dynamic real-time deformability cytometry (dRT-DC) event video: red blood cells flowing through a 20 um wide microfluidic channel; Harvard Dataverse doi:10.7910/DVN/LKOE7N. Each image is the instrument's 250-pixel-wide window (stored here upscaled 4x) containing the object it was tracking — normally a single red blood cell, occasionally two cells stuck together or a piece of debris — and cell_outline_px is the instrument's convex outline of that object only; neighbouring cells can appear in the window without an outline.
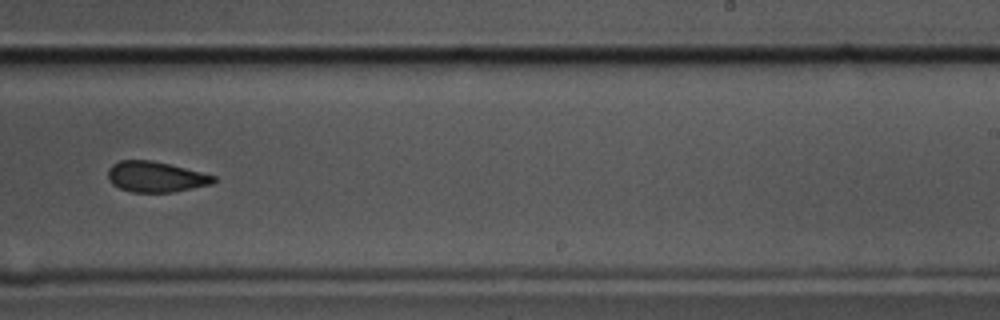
{"species": "common noctule bat (a hibernating species)", "species_latin": "Nyctalus noctula", "temperature_condition": "cold", "stored_images_in_passage": 11, "camera_frame_rate_fps": 3000, "um_per_image_px": 0.085, "animal": {"sex": "male", "body_mass_g": 17.5, "forearm_length_mm": 52.3}, "frame": {"image": 1, "passage_image": 10, "time_ms": 3.0, "image_size_px": [1000, 320], "cell_outline_px": [[216, 180], [212, 184], [172, 192], [132, 192], [120, 188], [112, 184], [108, 180], [108, 168], [112, 164], [120, 160], [152, 160], [216, 176]], "centroid_in_image_um": [13.2, 15.03], "position_along_channel_um": 275.8, "area_um2": 18.73}}
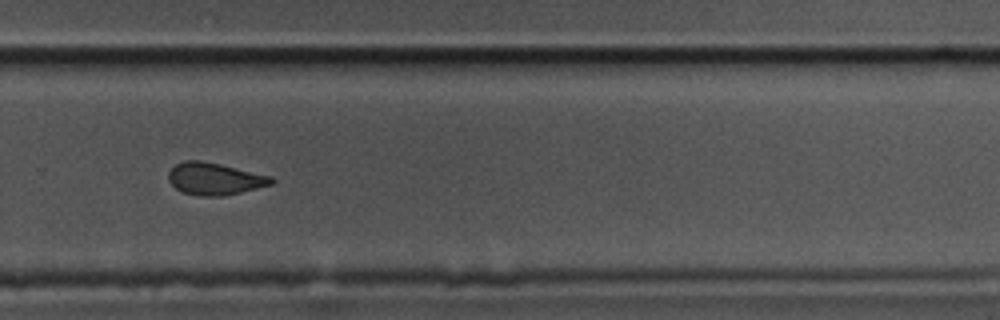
{"frame": {"image": 2, "passage_image": 11, "time_ms": 3.333, "image_size_px": [1000, 320], "cell_outline_px": [[276, 180], [272, 184], [224, 196], [200, 196], [184, 192], [176, 188], [168, 180], [168, 172], [176, 164], [184, 160], [200, 160], [220, 164], [272, 176]], "centroid_in_image_um": [18.25, 15.19], "position_along_channel_um": 311.6, "area_um2": 19.19}}